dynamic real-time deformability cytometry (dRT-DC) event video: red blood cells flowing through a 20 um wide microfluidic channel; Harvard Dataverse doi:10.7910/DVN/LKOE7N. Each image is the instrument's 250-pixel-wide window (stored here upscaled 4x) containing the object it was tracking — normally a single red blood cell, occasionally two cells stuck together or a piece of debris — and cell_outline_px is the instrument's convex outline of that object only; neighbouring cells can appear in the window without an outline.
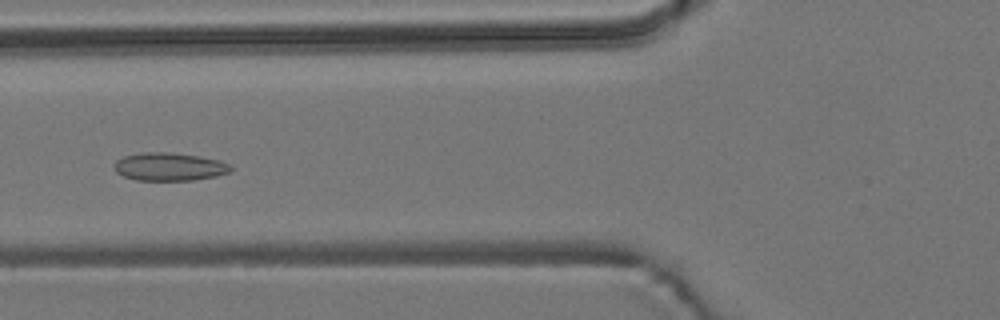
{"species": "common noctule bat (a hibernating species)", "species_latin": "Nyctalus noctula", "temperature_condition": "room temperature", "stored_images_in_passage": 8, "camera_frame_rate_fps": 3000, "um_per_image_px": 0.085, "animal": {"sex": "male", "body_mass_g": 19.2, "forearm_length_mm": 51.8}, "frame": {"image": 1, "passage_image": 3, "time_ms": 3.667, "image_size_px": [1000, 320], "cell_outline_px": [[232, 168], [228, 172], [216, 176], [192, 180], [136, 180], [124, 176], [116, 172], [112, 168], [116, 160], [124, 156], [140, 152], [164, 152], [196, 156], [220, 160], [232, 164]], "centroid_in_image_um": [14.37, 14.17], "position_along_channel_um": 111.4, "area_um2": 19.02}}
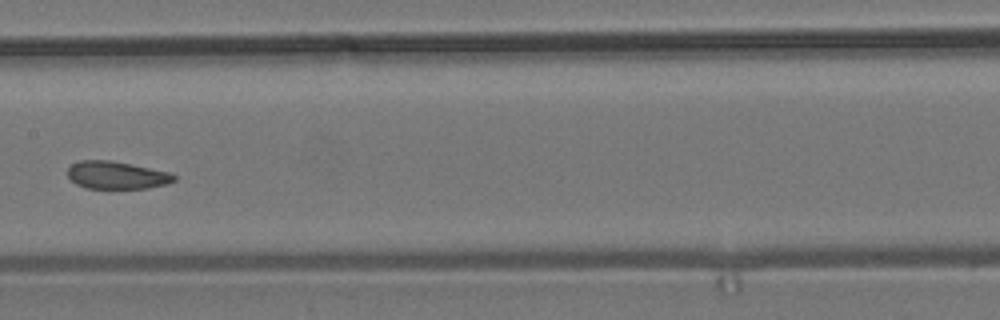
{"frame": {"image": 2, "passage_image": 5, "time_ms": 6.0, "image_size_px": [1000, 320], "cell_outline_px": [[176, 180], [168, 184], [148, 188], [84, 188], [76, 184], [68, 176], [68, 168], [72, 164], [80, 160], [108, 160], [168, 172], [176, 176]], "centroid_in_image_um": [9.9, 14.9], "position_along_channel_um": 197.5, "area_um2": 16.94}}
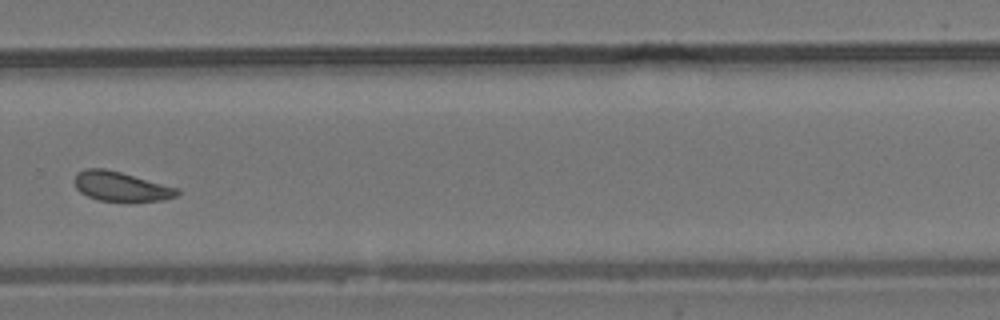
{"frame": {"image": 3, "passage_image": 8, "time_ms": 9.333, "image_size_px": [1000, 320], "cell_outline_px": [[180, 192], [176, 196], [164, 200], [100, 200], [88, 196], [80, 192], [76, 188], [72, 180], [76, 172], [84, 168], [104, 168], [120, 172], [180, 188]], "centroid_in_image_um": [10.24, 15.82], "position_along_channel_um": 319.6, "area_um2": 17.57}}